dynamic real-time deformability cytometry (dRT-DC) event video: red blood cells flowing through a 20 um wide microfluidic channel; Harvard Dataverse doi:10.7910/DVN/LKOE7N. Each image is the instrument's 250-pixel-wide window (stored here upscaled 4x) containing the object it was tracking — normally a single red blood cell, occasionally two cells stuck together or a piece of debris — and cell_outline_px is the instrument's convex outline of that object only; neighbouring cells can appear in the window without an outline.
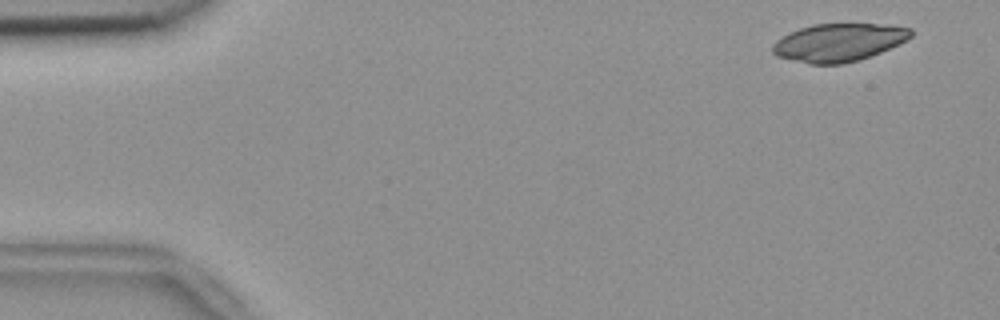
{"species": "common noctule bat (a hibernating species)", "species_latin": "Nyctalus noctula", "temperature_condition": "room temperature", "stored_images_in_passage": 54, "camera_frame_rate_fps": 3000, "um_per_image_px": 0.085, "animal": {"sex": "female", "body_mass_g": 18.4}, "frame": {"image": 1, "passage_image": 4, "time_ms": 1.0, "image_size_px": [1000, 320], "cell_outline_px": [[912, 36], [908, 40], [880, 52], [856, 60], [840, 64], [808, 64], [776, 56], [772, 52], [772, 44], [776, 40], [800, 28], [812, 24], [880, 24], [912, 28]], "centroid_in_image_um": [71.28, 3.61], "position_along_channel_um": 13.7, "area_um2": 30.35}}